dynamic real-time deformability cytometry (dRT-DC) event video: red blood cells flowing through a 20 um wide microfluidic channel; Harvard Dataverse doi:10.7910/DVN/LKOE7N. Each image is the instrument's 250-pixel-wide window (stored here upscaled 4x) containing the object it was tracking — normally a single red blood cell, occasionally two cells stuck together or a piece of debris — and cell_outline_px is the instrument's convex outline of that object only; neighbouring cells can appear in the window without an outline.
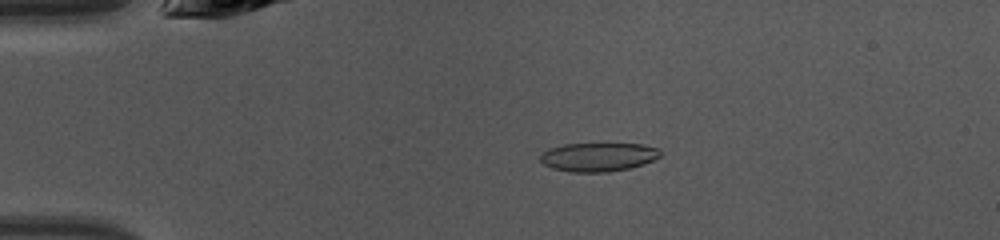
{"species": "common noctule bat (a hibernating species)", "species_latin": "Nyctalus noctula", "temperature_condition": "warm", "stored_images_in_passage": 46, "camera_frame_rate_fps": 3000, "um_per_image_px": 0.085, "animal": {"sex": "female", "body_mass_g": 10.0, "forearm_length_mm": 53.1}, "frame": {"image": 1, "passage_image": 10, "time_ms": 3.0, "image_size_px": [1000, 240], "cell_outline_px": [[660, 156], [644, 164], [628, 168], [608, 172], [568, 172], [552, 168], [544, 164], [540, 160], [540, 156], [548, 148], [564, 144], [644, 144], [660, 148]], "centroid_in_image_um": [50.85, 13.34], "position_along_channel_um": 34.2, "area_um2": 20.11}}
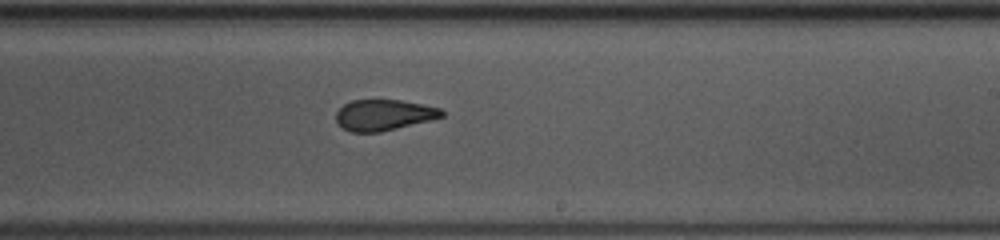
{"frame": {"image": 2, "passage_image": 28, "time_ms": 9.0, "image_size_px": [1000, 240], "cell_outline_px": [[444, 116], [432, 120], [380, 132], [352, 132], [344, 128], [336, 120], [336, 112], [344, 104], [352, 100], [400, 100], [440, 108], [444, 112]], "centroid_in_image_um": [32.63, 9.77], "position_along_channel_um": 256.4, "area_um2": 18.9}}
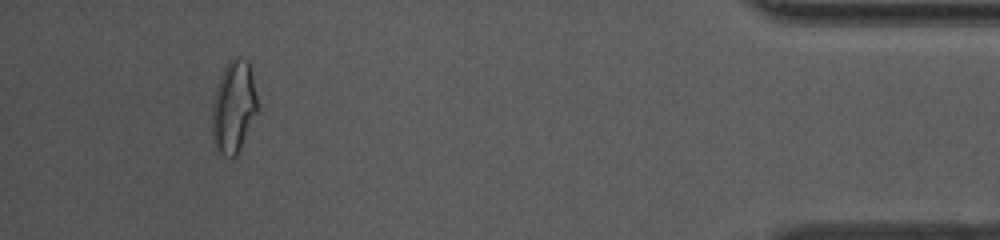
{"frame": {"image": 3, "passage_image": 43, "time_ms": 14.0, "image_size_px": [1000, 240], "cell_outline_px": [[256, 112], [240, 148], [236, 156], [224, 156], [220, 152], [212, 136], [212, 104], [216, 88], [220, 76], [228, 60], [232, 56], [240, 56], [248, 60], [252, 68], [256, 96]], "centroid_in_image_um": [19.85, 8.99], "position_along_channel_um": 415.4, "area_um2": 24.16}, "authors_computed_cell_mechanics": {"area_um2": 20.1144, "velocity_mm_per_s": 4.3337, "shape_relaxation_time_tau1_ms": 6.4231, "shape_relaxation_time_tau2_ms": 1.0166, "deformation_change_tau1": 0.2052, "deformation_change_tau2": 0.088}}